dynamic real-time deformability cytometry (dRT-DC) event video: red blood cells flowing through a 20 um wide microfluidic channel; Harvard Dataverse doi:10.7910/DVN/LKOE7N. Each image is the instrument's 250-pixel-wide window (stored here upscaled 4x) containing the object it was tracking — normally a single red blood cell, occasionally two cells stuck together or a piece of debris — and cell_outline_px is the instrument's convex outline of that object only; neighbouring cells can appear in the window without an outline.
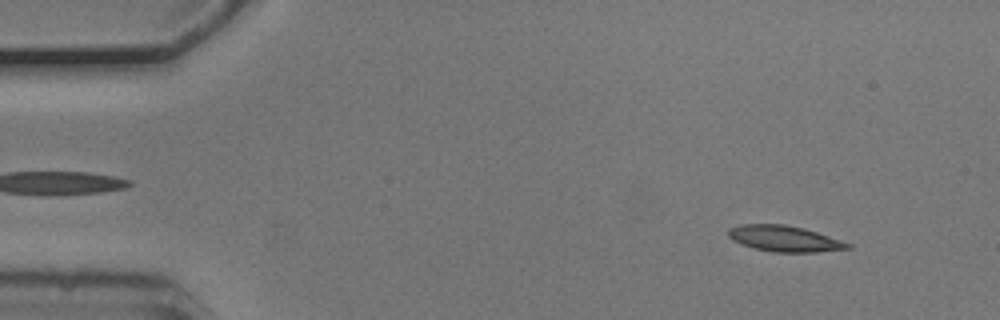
{"species": "common noctule bat (a hibernating species)", "species_latin": "Nyctalus noctula", "temperature_condition": "cold", "stored_images_in_passage": 43, "camera_frame_rate_fps": 3000, "um_per_image_px": 0.085, "animal": {"sex": "male", "body_mass_g": 20.5, "forearm_length_mm": 52.5}, "frame": {"image": 1, "passage_image": 5, "time_ms": 1.333, "image_size_px": [1000, 320], "cell_outline_px": [[852, 248], [816, 252], [772, 252], [756, 248], [732, 240], [728, 236], [728, 228], [740, 224], [784, 224], [804, 228], [852, 244]], "centroid_in_image_um": [66.67, 20.28], "position_along_channel_um": 18.3, "area_um2": 17.92}}
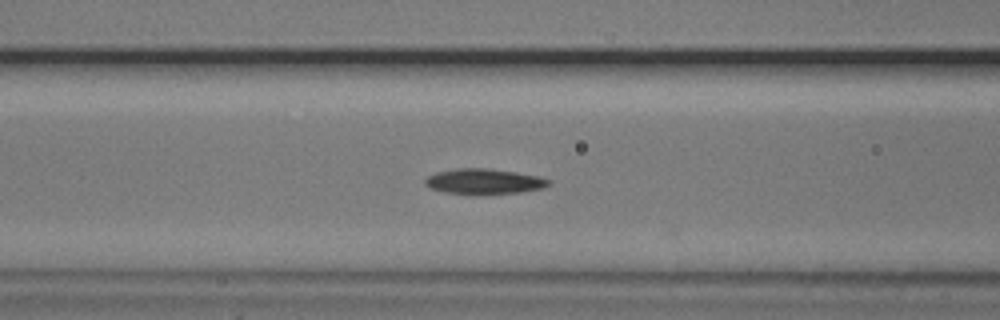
{"frame": {"image": 2, "passage_image": 21, "time_ms": 6.667, "image_size_px": [1000, 320], "cell_outline_px": [[552, 184], [544, 188], [520, 192], [476, 196], [468, 196], [444, 192], [432, 188], [424, 184], [424, 180], [428, 176], [436, 172], [460, 168], [488, 168], [516, 172], [540, 176], [552, 180]], "centroid_in_image_um": [41.18, 15.45], "position_along_channel_um": 125.4, "area_um2": 18.9}}
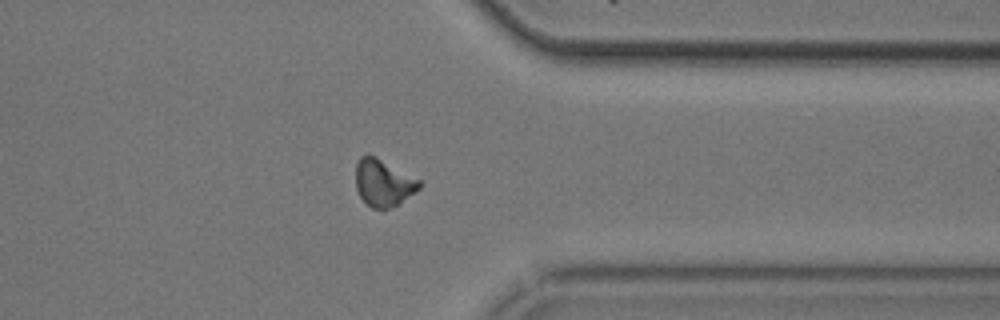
{"frame": {"image": 3, "passage_image": 42, "time_ms": 13.667, "image_size_px": [1000, 320], "cell_outline_px": [[424, 184], [416, 192], [400, 204], [388, 208], [372, 208], [360, 196], [356, 188], [356, 164], [360, 156], [376, 156], [420, 180]], "centroid_in_image_um": [32.62, 15.54], "position_along_channel_um": 378.8, "area_um2": 17.4}}